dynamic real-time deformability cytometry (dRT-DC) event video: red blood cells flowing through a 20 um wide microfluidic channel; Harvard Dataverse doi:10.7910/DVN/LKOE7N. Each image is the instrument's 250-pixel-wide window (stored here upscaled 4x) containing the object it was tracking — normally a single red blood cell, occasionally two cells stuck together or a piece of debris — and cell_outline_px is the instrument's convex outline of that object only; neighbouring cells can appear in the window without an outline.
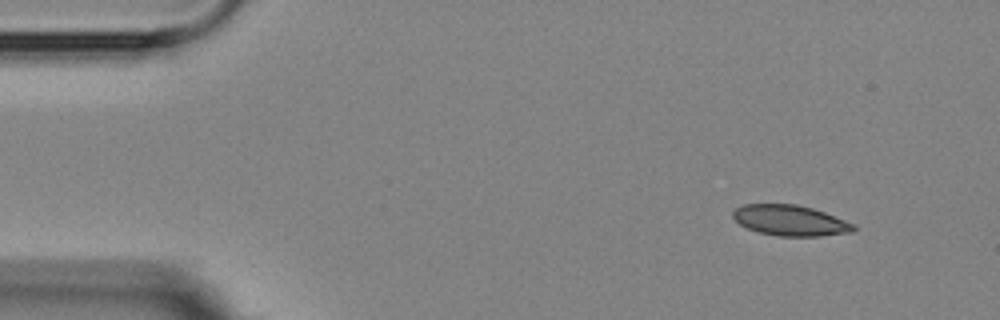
{"species": "Egyptian fruit bat (a non-hibernating species)", "species_latin": "Rousettus aegyptiacus", "temperature_condition": "room temperature", "stored_images_in_passage": 4, "segment_of_instrument_passage": [1, 2], "camera_frame_rate_fps": 3000, "um_per_image_px": 0.085, "animal": {"sex": "female"}, "frame": {"image": 1, "passage_image": 1, "time_ms": 0.0, "image_size_px": [1000, 320], "cell_outline_px": [[856, 228], [852, 232], [820, 236], [780, 236], [760, 232], [748, 228], [740, 224], [732, 216], [732, 212], [736, 208], [744, 204], [796, 204], [812, 208], [824, 212], [856, 224]], "centroid_in_image_um": [67.19, 18.73], "position_along_channel_um": 17.8, "area_um2": 21.44}}